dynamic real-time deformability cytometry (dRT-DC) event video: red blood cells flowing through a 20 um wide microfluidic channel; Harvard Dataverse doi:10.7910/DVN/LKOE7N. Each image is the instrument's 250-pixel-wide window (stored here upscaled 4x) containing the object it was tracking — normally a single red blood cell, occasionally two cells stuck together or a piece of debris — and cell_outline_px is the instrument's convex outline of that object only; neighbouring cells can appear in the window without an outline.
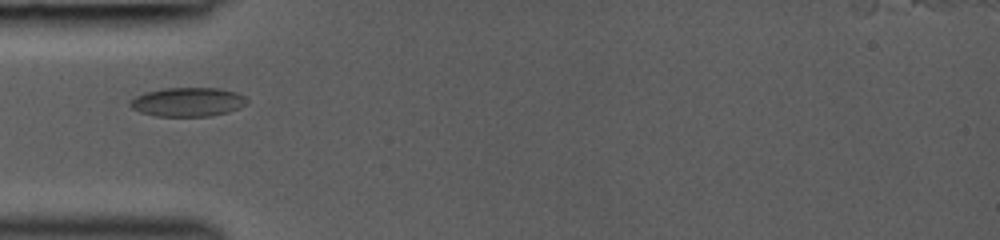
{"species": "common noctule bat (a hibernating species)", "species_latin": "Nyctalus noctula", "temperature_condition": "room temperature", "stored_images_in_passage": 11, "camera_frame_rate_fps": 3000, "um_per_image_px": 0.085, "animal": {"sex": "female", "body_mass_g": 19.0, "forearm_length_mm": 53.3}, "frame": {"image": 1, "passage_image": 1, "time_ms": 0.0, "image_size_px": [1000, 240], "cell_outline_px": [[248, 104], [240, 108], [228, 112], [212, 116], [156, 116], [140, 112], [132, 108], [128, 104], [128, 100], [144, 92], [164, 88], [220, 88], [236, 92], [244, 96], [248, 100]], "centroid_in_image_um": [15.96, 8.67], "position_along_channel_um": 69.0, "area_um2": 20.0}}
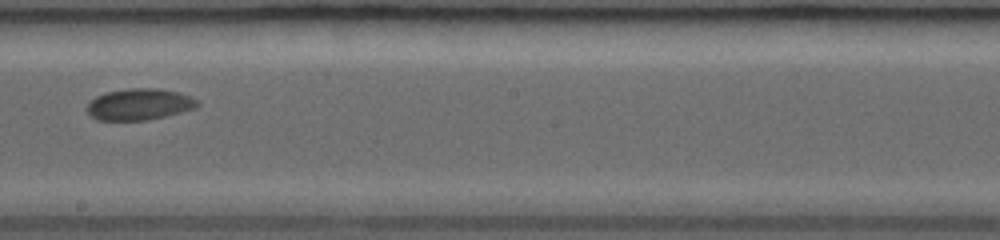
{"frame": {"image": 2, "passage_image": 5, "time_ms": 4.0, "image_size_px": [1000, 240], "cell_outline_px": [[200, 104], [196, 108], [148, 120], [96, 120], [84, 108], [96, 96], [108, 92], [128, 88], [156, 88], [176, 92], [188, 96], [196, 100]], "centroid_in_image_um": [11.81, 8.87], "position_along_channel_um": 236.4, "area_um2": 20.0}}
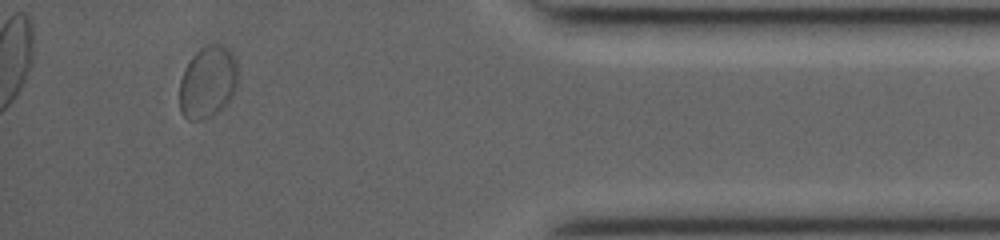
{"frame": {"image": 3, "passage_image": 10, "time_ms": 9.0, "image_size_px": [1000, 240], "cell_outline_px": [[236, 88], [228, 104], [212, 116], [204, 120], [188, 120], [180, 112], [180, 80], [192, 56], [200, 48], [208, 44], [220, 44], [232, 52], [236, 60]], "centroid_in_image_um": [17.66, 7.0], "position_along_channel_um": 417.5, "area_um2": 24.51}}